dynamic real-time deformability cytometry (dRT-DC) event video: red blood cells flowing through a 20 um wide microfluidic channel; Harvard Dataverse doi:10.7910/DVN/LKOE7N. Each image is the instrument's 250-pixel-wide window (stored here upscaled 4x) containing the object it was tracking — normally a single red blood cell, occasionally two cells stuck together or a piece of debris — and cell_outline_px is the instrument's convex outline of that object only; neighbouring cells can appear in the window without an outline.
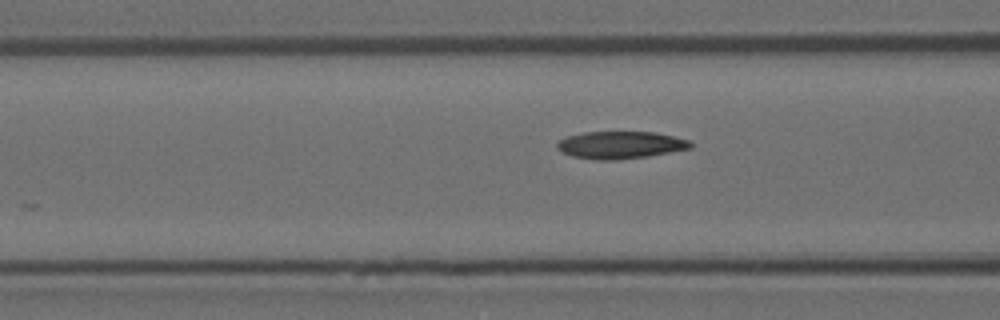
{"species": "Egyptian fruit bat (a non-hibernating species)", "species_latin": "Rousettus aegyptiacus", "temperature_condition": "room temperature", "stored_images_in_passage": 19, "camera_frame_rate_fps": 3000, "um_per_image_px": 0.085, "animal": {"sex": "female"}, "frame": {"image": 1, "passage_image": 17, "time_ms": 5.333, "image_size_px": [1000, 320], "cell_outline_px": [[692, 148], [648, 156], [616, 160], [600, 160], [572, 156], [556, 148], [556, 144], [564, 136], [584, 132], [656, 132], [688, 140], [692, 144]], "centroid_in_image_um": [52.71, 12.32], "position_along_channel_um": 113.9, "area_um2": 21.21}}